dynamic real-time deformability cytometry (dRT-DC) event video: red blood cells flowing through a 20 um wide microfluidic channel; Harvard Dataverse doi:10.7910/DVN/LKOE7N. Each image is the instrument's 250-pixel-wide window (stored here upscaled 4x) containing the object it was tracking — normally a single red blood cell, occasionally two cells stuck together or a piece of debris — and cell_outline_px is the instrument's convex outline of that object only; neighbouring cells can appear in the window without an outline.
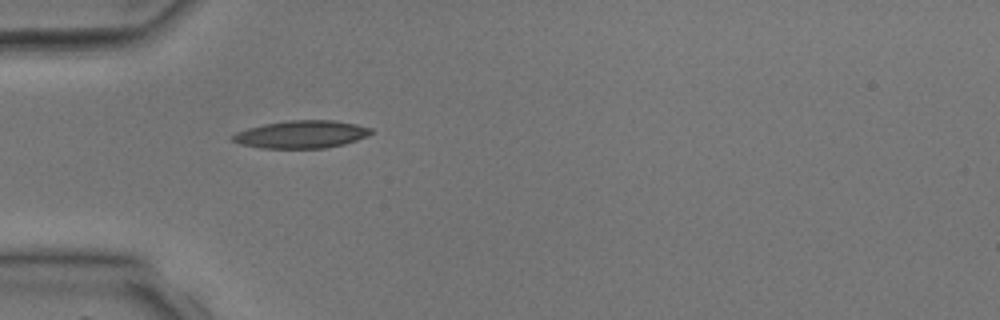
{"species": "common noctule bat (a hibernating species)", "species_latin": "Nyctalus noctula", "temperature_condition": "room temperature", "stored_images_in_passage": 3, "camera_frame_rate_fps": 3000, "um_per_image_px": 0.085, "animal": {"sex": "male", "body_mass_g": 17.9, "forearm_length_mm": 54.2}, "frame": {"image": 1, "passage_image": 3, "time_ms": 2.333, "image_size_px": [1000, 320], "cell_outline_px": [[372, 132], [368, 136], [344, 144], [324, 148], [260, 148], [240, 144], [232, 140], [228, 136], [236, 132], [248, 128], [264, 124], [284, 120], [332, 120], [356, 124], [372, 128]], "centroid_in_image_um": [25.58, 11.42], "position_along_channel_um": 59.4, "area_um2": 22.43}}